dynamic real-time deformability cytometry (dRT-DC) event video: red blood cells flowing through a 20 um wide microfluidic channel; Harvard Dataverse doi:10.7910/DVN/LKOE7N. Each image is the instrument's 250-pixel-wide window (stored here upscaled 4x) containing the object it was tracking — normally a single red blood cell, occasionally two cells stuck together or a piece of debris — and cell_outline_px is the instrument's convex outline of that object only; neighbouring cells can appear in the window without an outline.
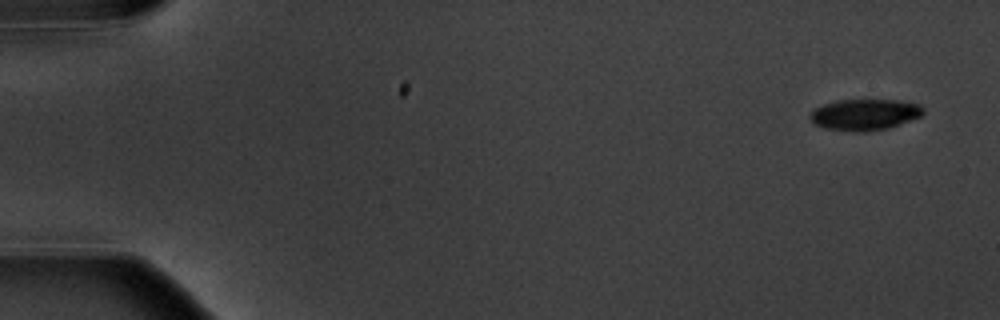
{"species": "common noctule bat (a hibernating species)", "species_latin": "Nyctalus noctula", "temperature_condition": "warm", "stored_images_in_passage": 5, "camera_frame_rate_fps": 3000, "um_per_image_px": 0.085, "animal": {"sex": "male", "body_mass_g": 20.1, "forearm_length_mm": 53.5}, "frame": {"image": 1, "passage_image": 1, "time_ms": 0.0, "image_size_px": [1000, 320], "cell_outline_px": [[924, 112], [920, 116], [900, 124], [888, 128], [868, 132], [852, 132], [824, 128], [816, 124], [808, 116], [816, 108], [824, 104], [836, 100], [896, 100], [920, 104], [924, 108]], "centroid_in_image_um": [73.51, 9.75], "position_along_channel_um": 11.5, "area_um2": 20.58}}